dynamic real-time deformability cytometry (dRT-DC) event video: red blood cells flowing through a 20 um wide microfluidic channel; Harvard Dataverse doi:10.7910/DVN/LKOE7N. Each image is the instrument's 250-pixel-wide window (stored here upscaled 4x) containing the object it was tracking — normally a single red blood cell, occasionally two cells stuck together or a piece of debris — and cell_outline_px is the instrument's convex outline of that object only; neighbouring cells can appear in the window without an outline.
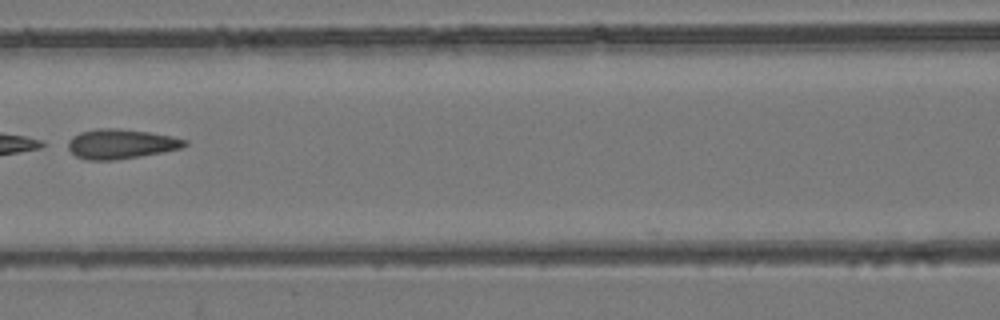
{"species": "common noctule bat (a hibernating species)", "species_latin": "Nyctalus noctula", "temperature_condition": "room temperature", "stored_images_in_passage": 5, "segment_of_instrument_passage": [1, 2], "camera_frame_rate_fps": 3000, "um_per_image_px": 0.085, "animal": {"sex": "female", "body_mass_g": 24.6, "forearm_length_mm": 56.2}, "frame": {"image": 1, "passage_image": 3, "time_ms": 2.333, "image_size_px": [1000, 320], "cell_outline_px": [[188, 144], [180, 148], [164, 152], [140, 156], [112, 160], [88, 160], [76, 156], [68, 148], [68, 140], [72, 136], [80, 132], [96, 128], [116, 128], [148, 132], [172, 136], [188, 140]], "centroid_in_image_um": [10.27, 12.23], "position_along_channel_um": 156.3, "area_um2": 20.17}}
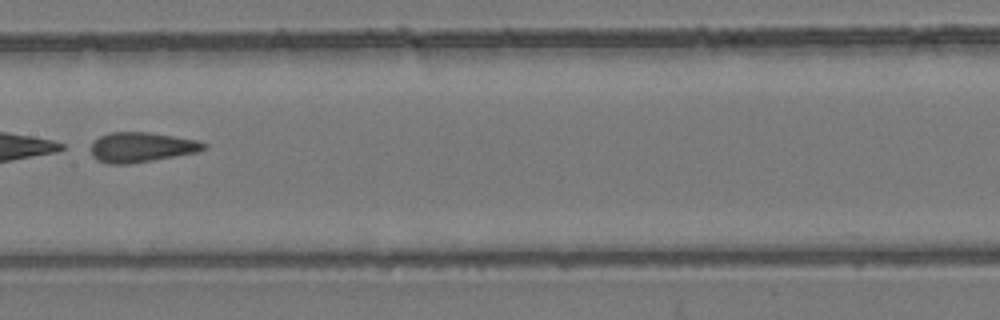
{"frame": {"image": 2, "passage_image": 4, "time_ms": 3.333, "image_size_px": [1000, 320], "cell_outline_px": [[208, 148], [200, 152], [128, 164], [108, 164], [96, 160], [92, 156], [92, 144], [100, 136], [108, 132], [148, 132], [196, 140], [208, 144]], "centroid_in_image_um": [12.05, 12.52], "position_along_channel_um": 195.4, "area_um2": 19.71}}